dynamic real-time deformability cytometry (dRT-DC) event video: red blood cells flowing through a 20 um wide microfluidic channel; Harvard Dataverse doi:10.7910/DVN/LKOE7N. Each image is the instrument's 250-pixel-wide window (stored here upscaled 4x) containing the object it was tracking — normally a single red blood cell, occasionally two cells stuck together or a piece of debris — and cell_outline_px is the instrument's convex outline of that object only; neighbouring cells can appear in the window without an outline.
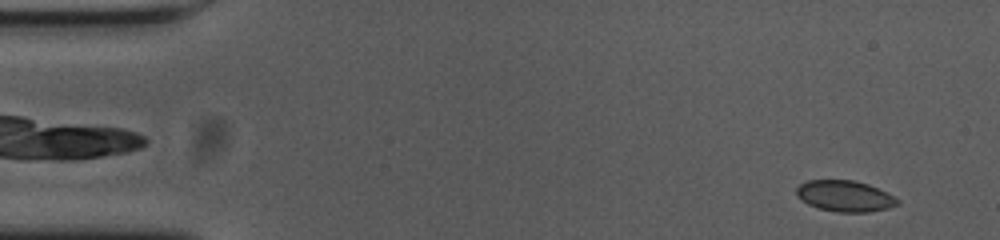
{"species": "common noctule bat (a hibernating species)", "species_latin": "Nyctalus noctula", "temperature_condition": "cold", "stored_images_in_passage": 55, "camera_frame_rate_fps": 3000, "um_per_image_px": 0.085, "animal": {"sex": "female", "body_mass_g": 23.0, "forearm_length_mm": 53.4}, "frame": {"image": 1, "passage_image": 3, "time_ms": 0.667, "image_size_px": [1000, 240], "cell_outline_px": [[900, 204], [888, 208], [868, 212], [836, 212], [816, 208], [808, 204], [796, 196], [796, 188], [800, 184], [808, 180], [852, 180], [868, 184], [900, 200]], "centroid_in_image_um": [71.78, 16.67], "position_along_channel_um": 13.2, "area_um2": 18.26}}
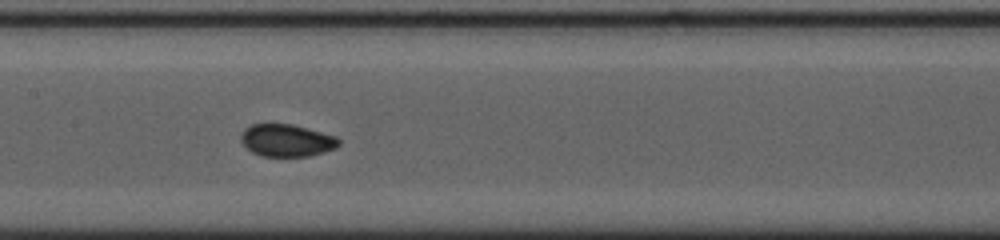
{"frame": {"image": 2, "passage_image": 26, "time_ms": 8.333, "image_size_px": [1000, 240], "cell_outline_px": [[340, 144], [336, 148], [324, 152], [308, 156], [264, 156], [252, 152], [240, 140], [240, 136], [244, 128], [252, 124], [292, 124], [308, 128], [336, 136], [340, 140]], "centroid_in_image_um": [24.38, 11.93], "position_along_channel_um": 183.0, "area_um2": 18.44}}
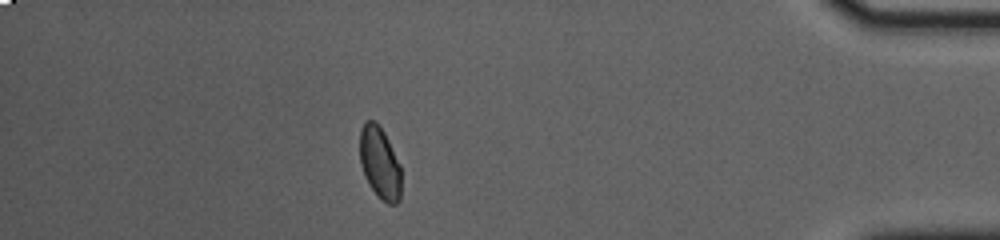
{"frame": {"image": 3, "passage_image": 48, "time_ms": 15.667, "image_size_px": [1000, 240], "cell_outline_px": [[400, 200], [396, 204], [388, 204], [372, 188], [360, 164], [360, 132], [364, 124], [368, 120], [376, 120], [384, 132], [400, 164]], "centroid_in_image_um": [32.29, 13.81], "position_along_channel_um": 402.9, "area_um2": 16.99}, "authors_computed_cell_mechanics": {"area_um2": 18.3804, "velocity_mm_per_s": 3.6472, "shape_relaxation_time_tau1_ms": null, "shape_relaxation_time_tau2_ms": 1.2824, "deformation_change_tau1": null, "deformation_change_tau2": 0.0496}}